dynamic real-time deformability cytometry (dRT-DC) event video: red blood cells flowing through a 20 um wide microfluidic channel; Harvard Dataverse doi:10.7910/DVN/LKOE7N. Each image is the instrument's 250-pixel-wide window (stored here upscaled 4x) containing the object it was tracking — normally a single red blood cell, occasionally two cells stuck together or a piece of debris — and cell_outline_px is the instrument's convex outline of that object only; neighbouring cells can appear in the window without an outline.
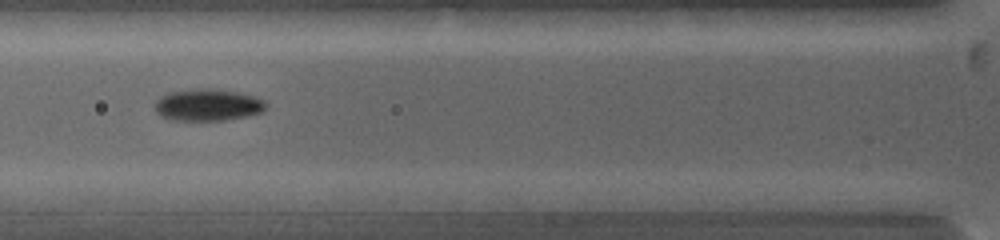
{"species": "common noctule bat (a hibernating species)", "species_latin": "Nyctalus noctula", "temperature_condition": "warm", "stored_images_in_passage": 11, "camera_frame_rate_fps": 5000, "um_per_image_px": 0.085, "animal": {"sex": "female", "body_mass_g": 19.0, "forearm_length_mm": 53.3}, "frame": {"image": 1, "passage_image": 7, "time_ms": 3.8, "image_size_px": [1000, 240], "cell_outline_px": [[268, 104], [260, 112], [248, 116], [224, 120], [172, 120], [160, 116], [156, 112], [156, 100], [160, 96], [168, 92], [200, 88], [208, 88], [236, 92], [252, 96], [264, 100]], "centroid_in_image_um": [17.63, 8.92], "position_along_channel_um": 108.2, "area_um2": 20.52}}
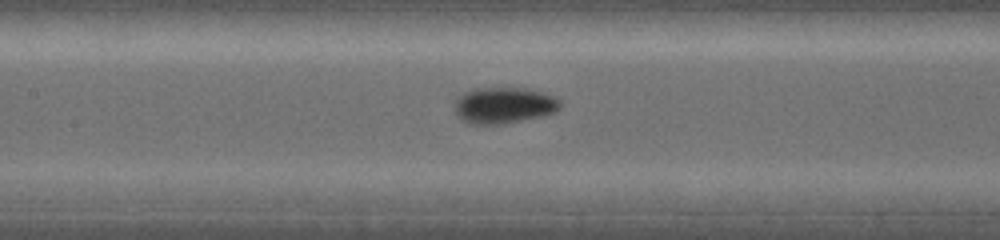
{"frame": {"image": 2, "passage_image": 10, "time_ms": 5.2, "image_size_px": [1000, 240], "cell_outline_px": [[560, 108], [556, 112], [540, 116], [500, 124], [472, 124], [460, 120], [456, 112], [456, 96], [464, 92], [476, 88], [528, 88], [544, 92], [560, 100]], "centroid_in_image_um": [42.82, 8.94], "position_along_channel_um": 164.6, "area_um2": 22.25}}